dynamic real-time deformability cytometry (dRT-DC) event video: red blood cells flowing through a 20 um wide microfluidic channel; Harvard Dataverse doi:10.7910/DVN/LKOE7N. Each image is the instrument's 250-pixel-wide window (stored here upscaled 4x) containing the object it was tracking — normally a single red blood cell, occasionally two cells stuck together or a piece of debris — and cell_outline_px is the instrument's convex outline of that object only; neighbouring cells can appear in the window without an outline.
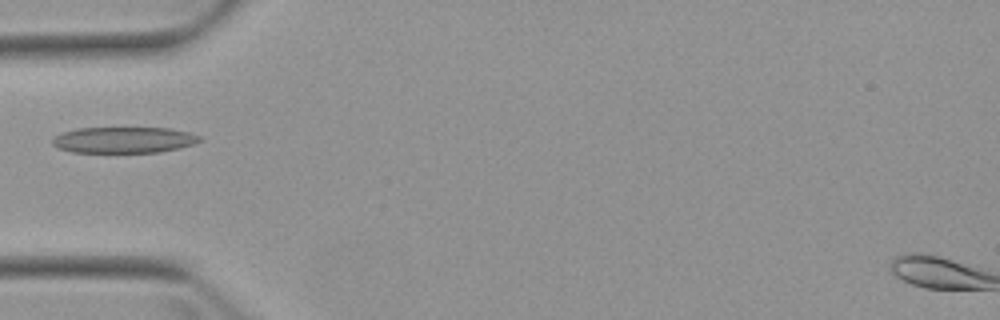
{"species": "Egyptian fruit bat (a non-hibernating species)", "species_latin": "Rousettus aegyptiacus", "temperature_condition": "warm", "stored_images_in_passage": 5, "camera_frame_rate_fps": 3000, "um_per_image_px": 0.085, "animal": {"sex": "female"}, "frame": {"image": 1, "passage_image": 4, "time_ms": 5.0, "image_size_px": [1000, 320], "cell_outline_px": [[204, 140], [196, 144], [180, 148], [160, 152], [72, 152], [56, 148], [52, 144], [52, 140], [56, 136], [64, 132], [76, 128], [168, 128], [188, 132], [200, 136]], "centroid_in_image_um": [10.56, 11.9], "position_along_channel_um": 74.4, "area_um2": 22.48}}
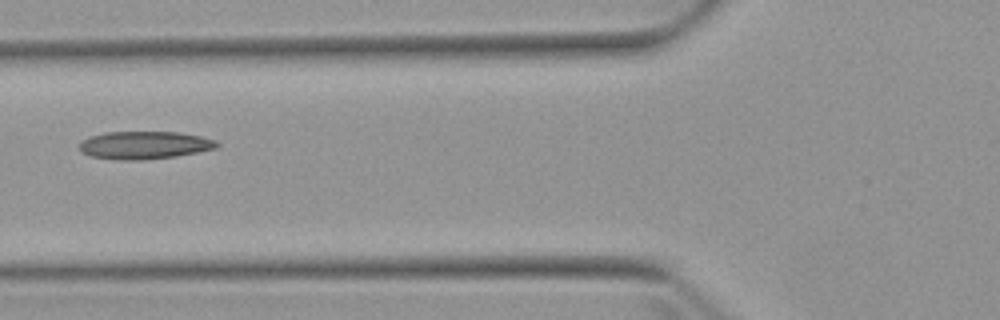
{"frame": {"image": 2, "passage_image": 5, "time_ms": 6.0, "image_size_px": [1000, 320], "cell_outline_px": [[220, 144], [216, 148], [176, 156], [140, 160], [124, 160], [92, 156], [80, 152], [80, 140], [88, 136], [104, 132], [180, 132], [200, 136], [216, 140]], "centroid_in_image_um": [12.25, 12.32], "position_along_channel_um": 113.5, "area_um2": 22.25}}